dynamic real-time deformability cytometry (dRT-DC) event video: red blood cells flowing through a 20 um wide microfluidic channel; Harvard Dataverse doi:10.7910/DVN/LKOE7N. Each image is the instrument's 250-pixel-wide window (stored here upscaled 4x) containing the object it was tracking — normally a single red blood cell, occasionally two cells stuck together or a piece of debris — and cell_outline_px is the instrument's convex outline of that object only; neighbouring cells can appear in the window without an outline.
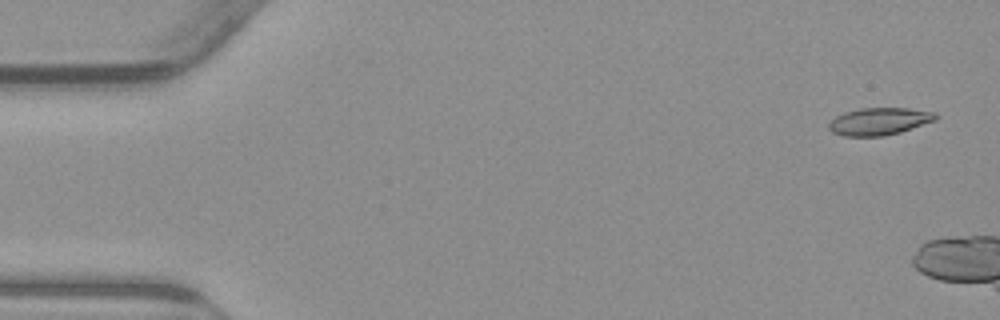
{"species": "common noctule bat (a hibernating species)", "species_latin": "Nyctalus noctula", "temperature_condition": "warm", "stored_images_in_passage": 12, "camera_frame_rate_fps": 3000, "um_per_image_px": 0.085, "animal": {"sex": "male", "body_mass_g": 23.1, "forearm_length_mm": 52.7}, "frame": {"image": 1, "passage_image": 3, "time_ms": 0.667, "image_size_px": [1000, 320], "cell_outline_px": [[940, 116], [936, 120], [900, 132], [884, 136], [844, 136], [832, 132], [828, 128], [828, 124], [836, 116], [844, 112], [860, 108], [908, 108], [936, 112]], "centroid_in_image_um": [74.75, 10.31], "position_along_channel_um": 10.2, "area_um2": 17.11}}